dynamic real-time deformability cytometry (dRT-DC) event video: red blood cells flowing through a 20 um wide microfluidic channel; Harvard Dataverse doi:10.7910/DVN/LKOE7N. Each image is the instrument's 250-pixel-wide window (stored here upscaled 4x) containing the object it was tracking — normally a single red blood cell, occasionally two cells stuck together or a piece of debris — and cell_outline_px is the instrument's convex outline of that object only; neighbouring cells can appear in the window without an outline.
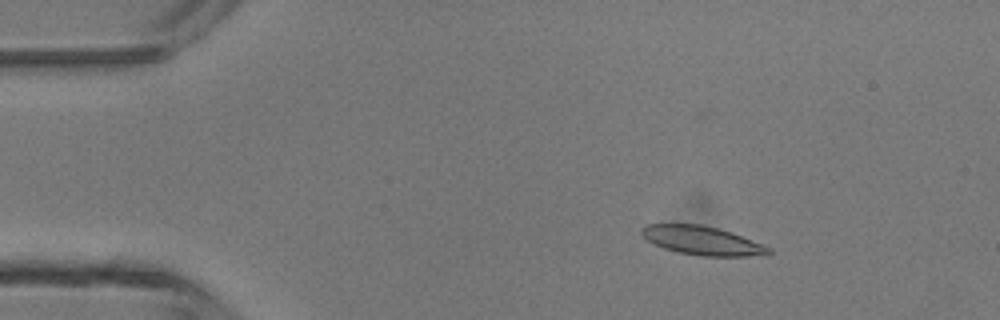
{"species": "common noctule bat (a hibernating species)", "species_latin": "Nyctalus noctula", "temperature_condition": "room temperature", "stored_images_in_passage": 11, "camera_frame_rate_fps": 3000, "um_per_image_px": 0.085, "animal": {"sex": "male", "body_mass_g": 13.3}, "frame": {"image": 1, "passage_image": 6, "time_ms": 1.667, "image_size_px": [1000, 320], "cell_outline_px": [[772, 252], [768, 256], [700, 256], [680, 252], [664, 248], [652, 244], [640, 232], [640, 228], [644, 224], [700, 224], [732, 232], [772, 248]], "centroid_in_image_um": [59.71, 20.45], "position_along_channel_um": 25.3, "area_um2": 21.44}}